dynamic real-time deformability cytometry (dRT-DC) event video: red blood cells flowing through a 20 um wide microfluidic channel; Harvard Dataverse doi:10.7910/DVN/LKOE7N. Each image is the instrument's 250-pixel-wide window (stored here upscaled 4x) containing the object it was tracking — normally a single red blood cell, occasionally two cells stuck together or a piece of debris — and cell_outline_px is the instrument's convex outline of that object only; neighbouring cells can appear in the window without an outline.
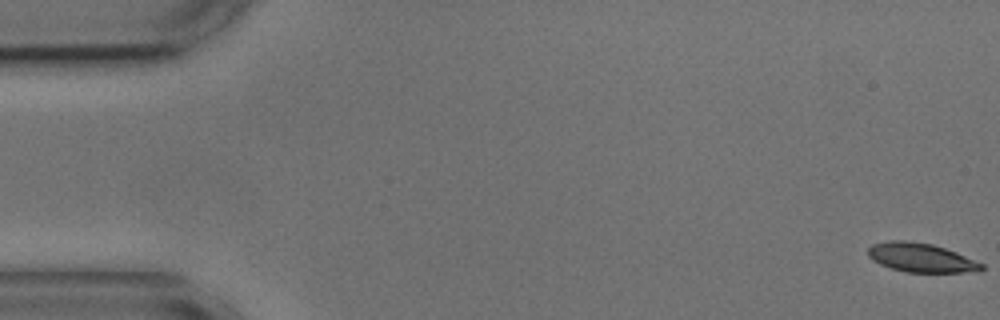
{"species": "common noctule bat (a hibernating species)", "species_latin": "Nyctalus noctula", "temperature_condition": "cold", "stored_images_in_passage": 2, "camera_frame_rate_fps": 3000, "um_per_image_px": 0.085, "animal": {"sex": "male", "body_mass_g": 17.9, "forearm_length_mm": 54.2}, "frame": {"image": 1, "passage_image": 1, "time_ms": 0.0, "image_size_px": [1000, 320], "cell_outline_px": [[984, 268], [980, 272], [904, 272], [880, 264], [872, 260], [868, 256], [868, 248], [872, 244], [888, 240], [908, 240], [932, 244], [956, 252], [984, 264]], "centroid_in_image_um": [78.28, 21.9], "position_along_channel_um": 6.7, "area_um2": 19.31}}